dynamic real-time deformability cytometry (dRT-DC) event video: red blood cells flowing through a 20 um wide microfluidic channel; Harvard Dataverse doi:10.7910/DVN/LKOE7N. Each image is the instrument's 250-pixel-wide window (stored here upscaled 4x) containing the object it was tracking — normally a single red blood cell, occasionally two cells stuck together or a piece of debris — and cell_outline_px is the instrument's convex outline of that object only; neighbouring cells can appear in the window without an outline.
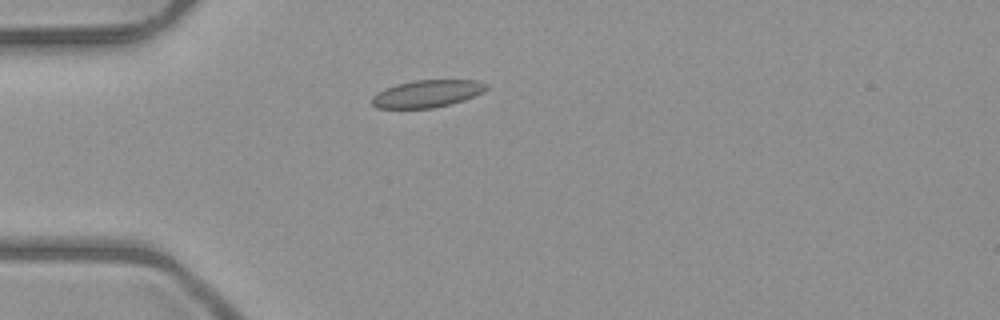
{"species": "common noctule bat (a hibernating species)", "species_latin": "Nyctalus noctula", "temperature_condition": "room temperature", "stored_images_in_passage": 4, "camera_frame_rate_fps": 3000, "um_per_image_px": 0.085, "animal": {"sex": "male", "body_mass_g": 23.1, "forearm_length_mm": 52.7}, "frame": {"image": 1, "passage_image": 4, "time_ms": 3.333, "image_size_px": [1000, 320], "cell_outline_px": [[488, 88], [484, 92], [464, 100], [452, 104], [432, 108], [376, 108], [372, 104], [372, 96], [376, 92], [396, 84], [416, 80], [476, 80], [488, 84]], "centroid_in_image_um": [36.32, 7.96], "position_along_channel_um": 48.7, "area_um2": 18.32}}